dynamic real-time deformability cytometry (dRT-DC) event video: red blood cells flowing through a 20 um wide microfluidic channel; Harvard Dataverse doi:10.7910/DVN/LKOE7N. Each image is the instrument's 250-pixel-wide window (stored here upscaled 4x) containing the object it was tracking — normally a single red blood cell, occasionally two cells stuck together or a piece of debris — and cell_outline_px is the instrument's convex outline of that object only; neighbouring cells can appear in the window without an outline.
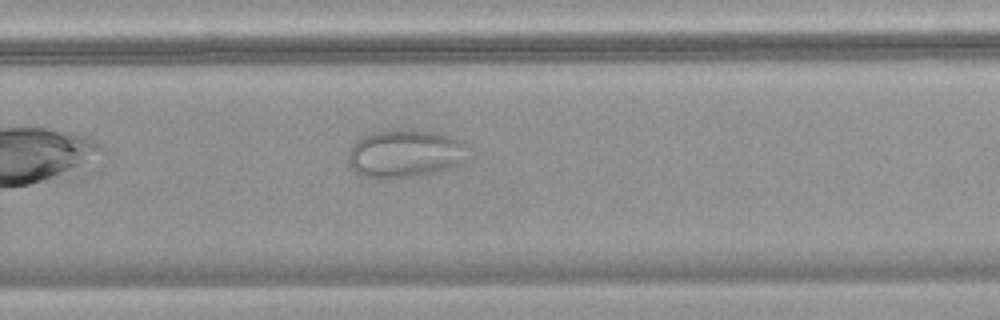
{"species": "common noctule bat (a hibernating species)", "species_latin": "Nyctalus noctula", "temperature_condition": "warm", "stored_images_in_passage": 55, "camera_frame_rate_fps": 3000, "um_per_image_px": 0.085, "animal": {"sex": "female", "body_mass_g": 18.4}, "frame": {"image": 1, "passage_image": 31, "time_ms": 10.0, "image_size_px": [1000, 320], "cell_outline_px": [[452, 140], [440, 164], [420, 172], [388, 176], [376, 176], [360, 172], [352, 164], [352, 152], [360, 140], [368, 136], [388, 132], [416, 132], [440, 136]], "centroid_in_image_um": [33.91, 13.02], "position_along_channel_um": 295.9, "area_um2": 25.09}}